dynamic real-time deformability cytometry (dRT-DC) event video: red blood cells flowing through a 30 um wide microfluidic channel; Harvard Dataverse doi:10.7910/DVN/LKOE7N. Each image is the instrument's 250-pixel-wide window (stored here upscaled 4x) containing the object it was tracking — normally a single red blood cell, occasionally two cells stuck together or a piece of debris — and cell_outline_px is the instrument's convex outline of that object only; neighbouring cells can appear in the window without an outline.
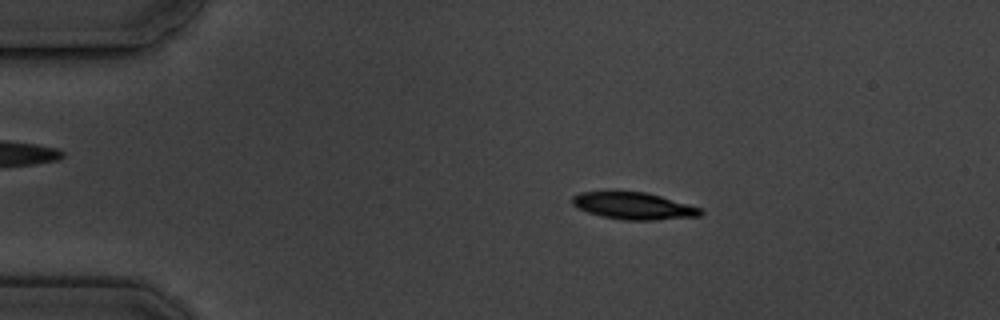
{"species": "common noctule bat (a hibernating species)", "species_latin": "Nyctalus noctula", "temperature_condition": "cold", "stored_images_in_passage": 5, "camera_frame_rate_fps": 3000, "um_per_image_px": 0.085, "animal": {"sex": "male", "body_mass_g": 19.5, "forearm_length_mm": 54.6}, "frame": {"image": 1, "passage_image": 3, "time_ms": 2.333, "image_size_px": [1000, 320], "cell_outline_px": [[704, 212], [700, 216], [656, 220], [624, 220], [600, 216], [588, 212], [572, 204], [572, 196], [580, 192], [644, 192], [660, 196], [700, 208]], "centroid_in_image_um": [53.85, 17.51], "position_along_channel_um": 31.1, "area_um2": 19.88}}